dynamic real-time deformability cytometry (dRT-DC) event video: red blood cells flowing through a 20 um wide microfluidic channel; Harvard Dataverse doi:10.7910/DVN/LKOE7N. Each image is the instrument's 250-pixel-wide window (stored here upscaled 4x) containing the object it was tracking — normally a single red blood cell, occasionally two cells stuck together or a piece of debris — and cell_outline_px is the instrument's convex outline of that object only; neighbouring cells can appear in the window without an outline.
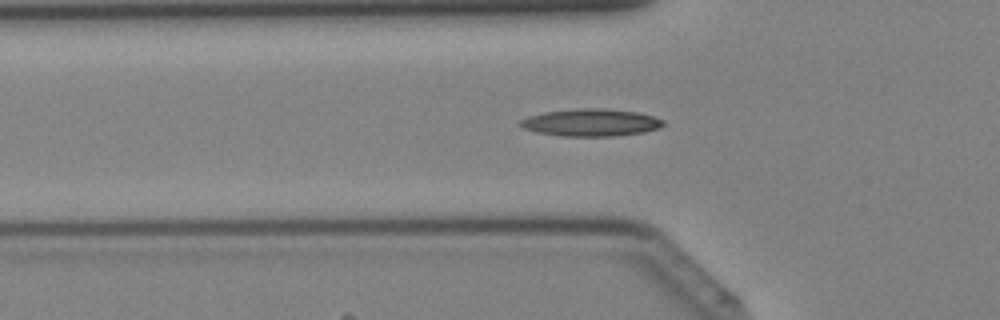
{"species": "Egyptian fruit bat (a non-hibernating species)", "species_latin": "Rousettus aegyptiacus", "temperature_condition": "cold", "stored_images_in_passage": 41, "segment_of_instrument_passage": [1, 2], "camera_frame_rate_fps": 3000, "um_per_image_px": 0.085, "animal": {"sex": "female"}, "frame": {"image": 1, "passage_image": 13, "time_ms": 4.0, "image_size_px": [1000, 320], "cell_outline_px": [[664, 124], [660, 128], [644, 132], [616, 136], [560, 136], [536, 132], [524, 128], [516, 124], [520, 120], [528, 116], [544, 112], [580, 108], [604, 108], [636, 112], [652, 116], [664, 120]], "centroid_in_image_um": [50.21, 10.42], "position_along_channel_um": 75.6, "area_um2": 22.89}}
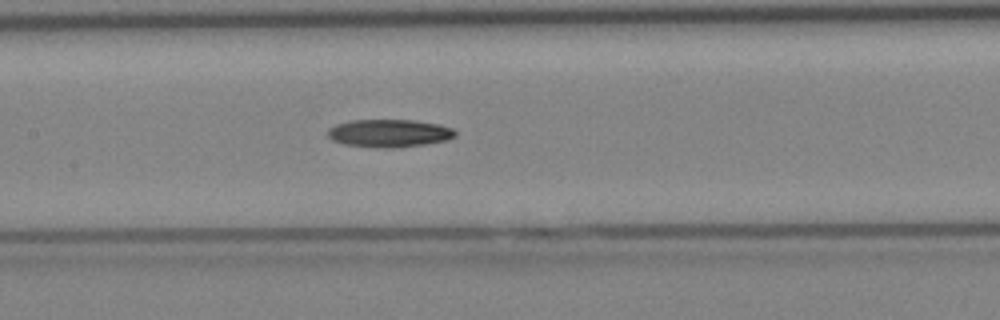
{"frame": {"image": 2, "passage_image": 19, "time_ms": 6.0, "image_size_px": [1000, 320], "cell_outline_px": [[456, 136], [444, 140], [424, 144], [392, 148], [372, 148], [344, 144], [332, 140], [328, 136], [328, 128], [336, 124], [352, 120], [412, 120], [440, 124], [452, 128], [456, 132]], "centroid_in_image_um": [33.05, 11.32], "position_along_channel_um": 174.3, "area_um2": 20.69}}
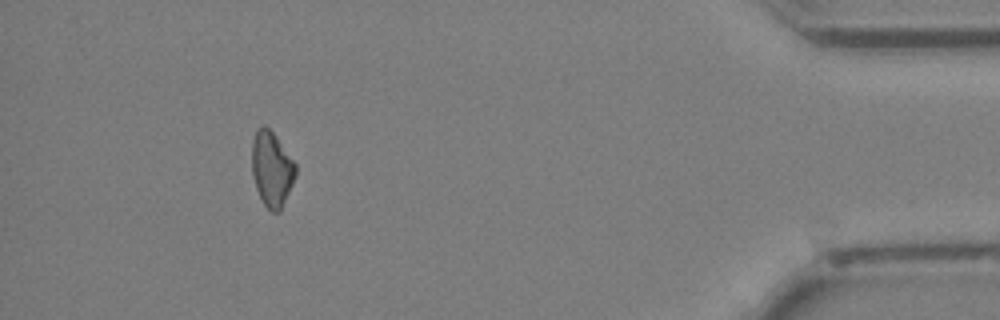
{"frame": {"image": 3, "passage_image": 37, "time_ms": 12.0, "image_size_px": [1000, 320], "cell_outline_px": [[296, 176], [280, 212], [272, 212], [264, 204], [256, 188], [252, 176], [252, 140], [256, 128], [264, 124], [276, 136], [296, 164]], "centroid_in_image_um": [23.09, 14.35], "position_along_channel_um": 412.1, "area_um2": 19.19}}